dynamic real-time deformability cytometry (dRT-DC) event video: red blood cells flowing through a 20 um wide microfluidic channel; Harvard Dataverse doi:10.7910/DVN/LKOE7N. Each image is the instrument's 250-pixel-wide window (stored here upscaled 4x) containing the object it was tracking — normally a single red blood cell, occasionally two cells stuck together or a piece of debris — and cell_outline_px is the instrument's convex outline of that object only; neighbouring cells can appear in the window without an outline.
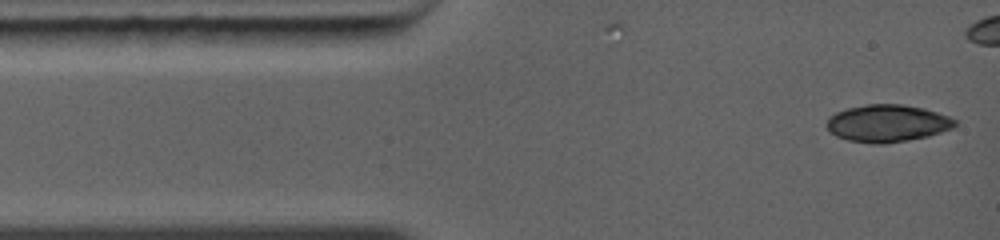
{"species": "common noctule bat (a hibernating species)", "species_latin": "Nyctalus noctula", "temperature_condition": "warm", "stored_images_in_passage": 4, "camera_frame_rate_fps": 5000, "um_per_image_px": 0.085, "animal": {"sex": "female", "body_mass_g": 19.0, "forearm_length_mm": 56.7}, "frame": {"image": 1, "passage_image": 1, "time_ms": 0.0, "image_size_px": [1000, 240], "cell_outline_px": [[956, 124], [952, 128], [928, 136], [908, 140], [880, 144], [876, 144], [848, 140], [836, 136], [828, 132], [824, 124], [828, 116], [836, 112], [848, 108], [868, 104], [900, 104], [924, 108], [948, 116], [956, 120]], "centroid_in_image_um": [75.36, 10.48], "position_along_channel_um": 9.6, "area_um2": 27.92}}